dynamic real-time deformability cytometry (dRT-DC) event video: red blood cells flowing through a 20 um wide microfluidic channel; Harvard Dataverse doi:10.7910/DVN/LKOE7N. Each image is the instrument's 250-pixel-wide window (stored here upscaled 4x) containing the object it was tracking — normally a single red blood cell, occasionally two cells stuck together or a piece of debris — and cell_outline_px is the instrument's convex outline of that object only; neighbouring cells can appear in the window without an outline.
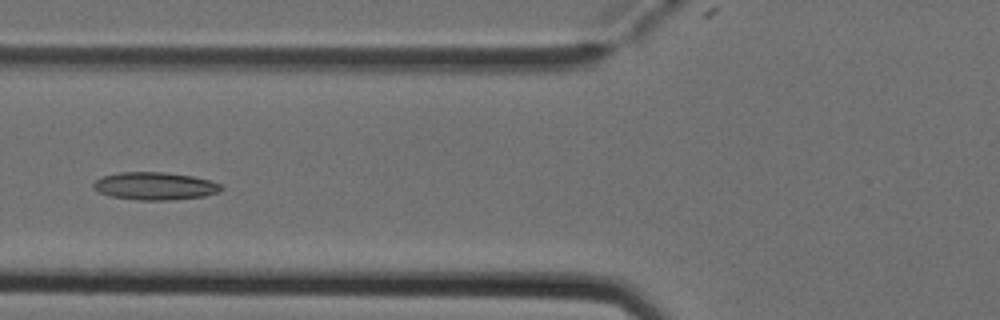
{"species": "Egyptian fruit bat (a non-hibernating species)", "species_latin": "Rousettus aegyptiacus", "temperature_condition": "cold", "stored_images_in_passage": 6, "camera_frame_rate_fps": 3000, "um_per_image_px": 0.085, "animal": {"sex": "female"}, "frame": {"image": 1, "passage_image": 5, "time_ms": 1.333, "image_size_px": [1000, 320], "cell_outline_px": [[224, 188], [220, 192], [204, 196], [172, 200], [136, 200], [112, 196], [100, 192], [92, 184], [96, 180], [104, 176], [120, 172], [164, 172], [192, 176], [212, 180], [220, 184]], "centroid_in_image_um": [13.23, 15.81], "position_along_channel_um": 112.6, "area_um2": 20.58}}
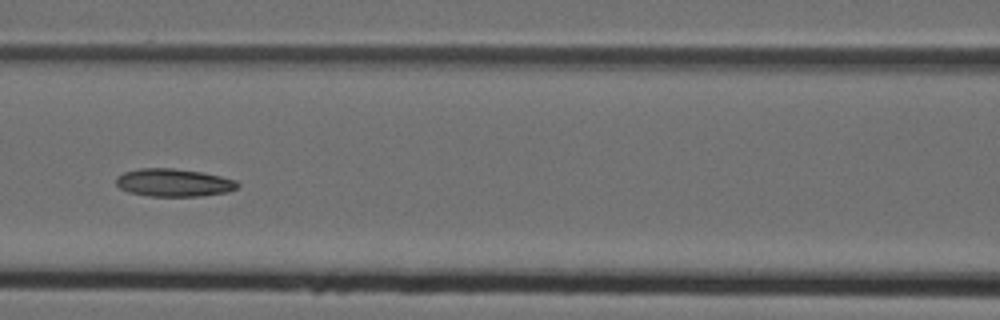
{"frame": {"image": 2, "passage_image": 6, "time_ms": 1.667, "image_size_px": [1000, 320], "cell_outline_px": [[240, 184], [236, 188], [228, 192], [200, 196], [148, 196], [128, 192], [120, 188], [116, 184], [116, 176], [124, 172], [140, 168], [172, 168], [200, 172], [220, 176], [236, 180]], "centroid_in_image_um": [14.75, 15.53], "position_along_channel_um": 151.9, "area_um2": 19.71}}